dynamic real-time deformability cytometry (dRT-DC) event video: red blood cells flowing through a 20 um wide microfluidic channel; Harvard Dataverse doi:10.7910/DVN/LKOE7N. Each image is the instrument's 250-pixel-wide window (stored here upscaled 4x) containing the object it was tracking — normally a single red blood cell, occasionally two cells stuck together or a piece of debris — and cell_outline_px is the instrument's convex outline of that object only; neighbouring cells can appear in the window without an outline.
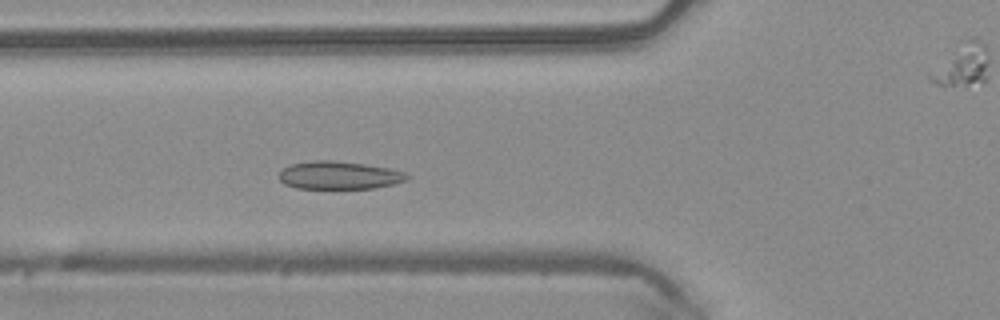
{"species": "common noctule bat (a hibernating species)", "species_latin": "Nyctalus noctula", "temperature_condition": "warm", "stored_images_in_passage": 14, "camera_frame_rate_fps": 3000, "um_per_image_px": 0.085, "animal": {"sex": "male", "body_mass_g": 20.4}, "frame": {"image": 1, "passage_image": 7, "time_ms": 2.0, "image_size_px": [1000, 320], "cell_outline_px": [[412, 176], [408, 180], [392, 184], [372, 188], [296, 188], [284, 184], [280, 180], [280, 172], [288, 164], [312, 160], [336, 160], [364, 164], [388, 168], [404, 172]], "centroid_in_image_um": [28.82, 14.89], "position_along_channel_um": 97.0, "area_um2": 20.87}}
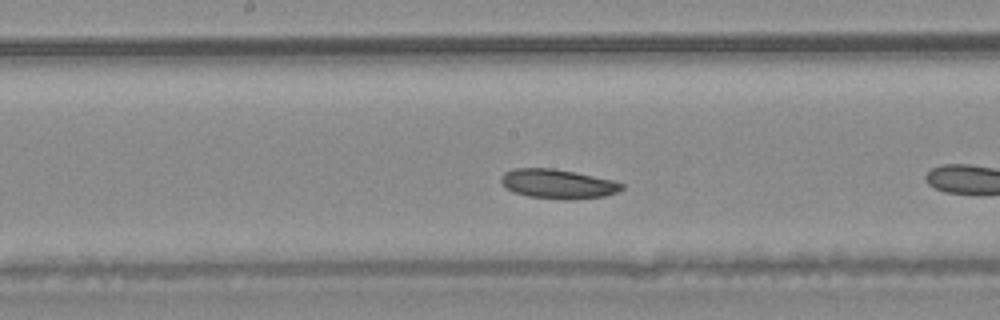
{"frame": {"image": 2, "passage_image": 12, "time_ms": 3.667, "image_size_px": [1000, 320], "cell_outline_px": [[624, 188], [616, 192], [604, 196], [576, 200], [564, 200], [528, 196], [512, 192], [504, 188], [500, 180], [500, 176], [504, 172], [512, 168], [552, 168], [576, 172], [612, 180], [624, 184]], "centroid_in_image_um": [47.37, 15.63], "position_along_channel_um": 200.8, "area_um2": 20.98}}